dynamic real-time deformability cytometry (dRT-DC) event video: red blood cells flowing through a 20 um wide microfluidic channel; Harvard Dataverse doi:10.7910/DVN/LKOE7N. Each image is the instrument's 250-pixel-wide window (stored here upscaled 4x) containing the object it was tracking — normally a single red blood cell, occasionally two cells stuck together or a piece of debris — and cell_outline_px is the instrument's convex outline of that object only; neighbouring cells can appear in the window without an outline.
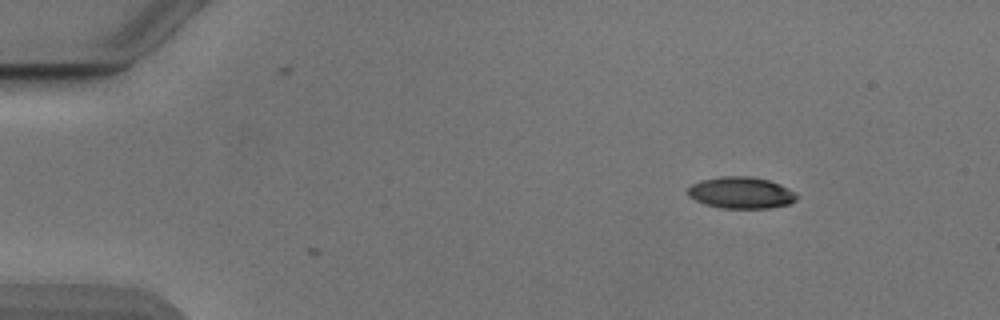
{"species": "Egyptian fruit bat (a non-hibernating species)", "species_latin": "Rousettus aegyptiacus", "temperature_condition": "cold", "stored_images_in_passage": 3, "camera_frame_rate_fps": 3000, "um_per_image_px": 0.085, "animal": {"sex": "male"}, "frame": {"image": 1, "passage_image": 1, "time_ms": 0.0, "image_size_px": [1000, 320], "cell_outline_px": [[796, 200], [788, 204], [768, 208], [720, 208], [704, 204], [688, 196], [688, 188], [692, 184], [700, 180], [724, 176], [748, 176], [768, 180], [780, 184], [788, 188], [796, 196]], "centroid_in_image_um": [62.95, 16.38], "position_along_channel_um": 22.1, "area_um2": 19.88}}